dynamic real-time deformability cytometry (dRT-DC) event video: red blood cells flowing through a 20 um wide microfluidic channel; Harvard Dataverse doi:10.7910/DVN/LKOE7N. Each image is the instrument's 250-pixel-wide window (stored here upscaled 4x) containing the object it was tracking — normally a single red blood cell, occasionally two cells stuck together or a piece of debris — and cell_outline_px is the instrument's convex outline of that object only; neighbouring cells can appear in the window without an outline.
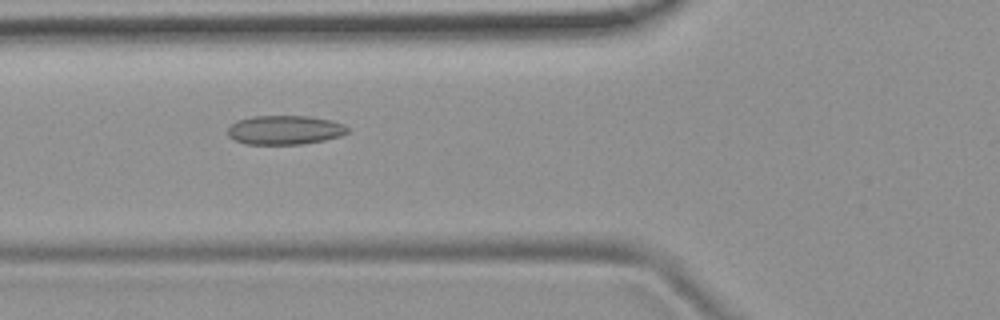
{"species": "common noctule bat (a hibernating species)", "species_latin": "Nyctalus noctula", "temperature_condition": "room temperature", "stored_images_in_passage": 4, "camera_frame_rate_fps": 3000, "um_per_image_px": 0.085, "animal": {"sex": "female", "body_mass_g": 19.9}, "frame": {"image": 1, "passage_image": 3, "time_ms": 2.333, "image_size_px": [1000, 320], "cell_outline_px": [[348, 132], [340, 136], [324, 140], [304, 144], [244, 144], [228, 136], [228, 128], [232, 124], [240, 120], [252, 116], [312, 116], [332, 120], [344, 124], [348, 128]], "centroid_in_image_um": [24.24, 11.05], "position_along_channel_um": 101.6, "area_um2": 20.35}}
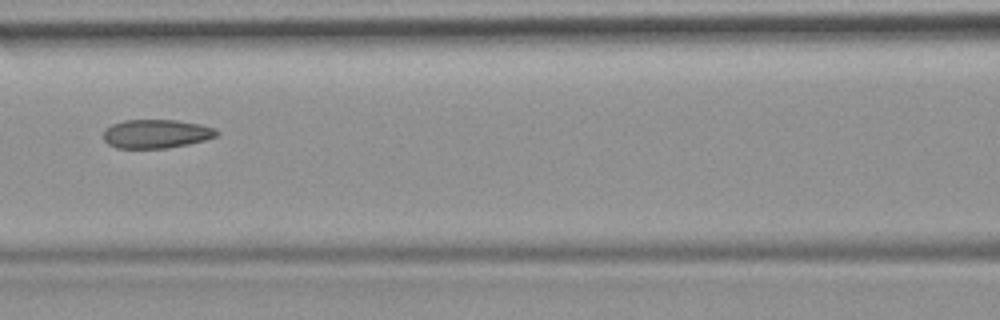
{"frame": {"image": 2, "passage_image": 4, "time_ms": 3.667, "image_size_px": [1000, 320], "cell_outline_px": [[220, 132], [216, 136], [204, 140], [188, 144], [168, 148], [116, 148], [108, 144], [104, 140], [104, 128], [112, 124], [124, 120], [176, 120], [200, 124], [216, 128]], "centroid_in_image_um": [13.28, 11.37], "position_along_channel_um": 153.3, "area_um2": 19.07}}